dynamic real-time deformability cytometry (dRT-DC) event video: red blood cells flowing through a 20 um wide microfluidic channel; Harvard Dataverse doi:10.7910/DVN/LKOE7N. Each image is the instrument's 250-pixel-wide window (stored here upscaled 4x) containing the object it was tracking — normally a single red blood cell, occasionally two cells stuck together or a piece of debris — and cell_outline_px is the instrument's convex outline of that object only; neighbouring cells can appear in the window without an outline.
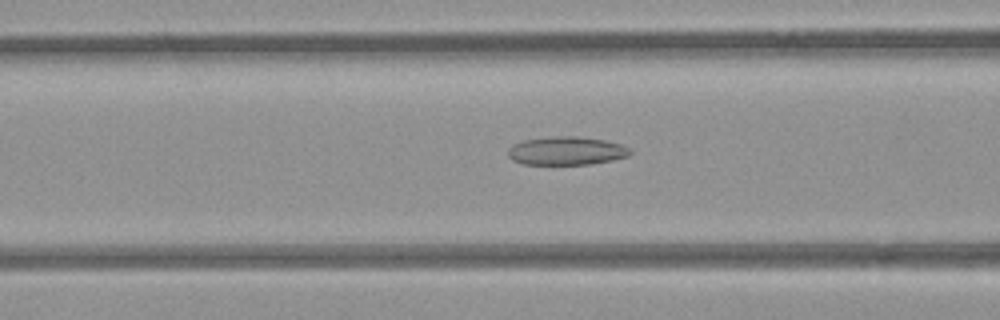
{"species": "common noctule bat (a hibernating species)", "species_latin": "Nyctalus noctula", "temperature_condition": "room temperature", "stored_images_in_passage": 50, "camera_frame_rate_fps": 3000, "um_per_image_px": 0.085, "animal": {"sex": "female", "body_mass_g": 21.9}, "frame": {"image": 1, "passage_image": 18, "time_ms": 5.667, "image_size_px": [1000, 320], "cell_outline_px": [[632, 152], [628, 156], [612, 160], [592, 164], [524, 164], [512, 160], [508, 156], [508, 148], [512, 144], [524, 140], [552, 136], [576, 136], [604, 140], [620, 144], [628, 148]], "centroid_in_image_um": [48.12, 12.82], "position_along_channel_um": 118.5, "area_um2": 20.17}}
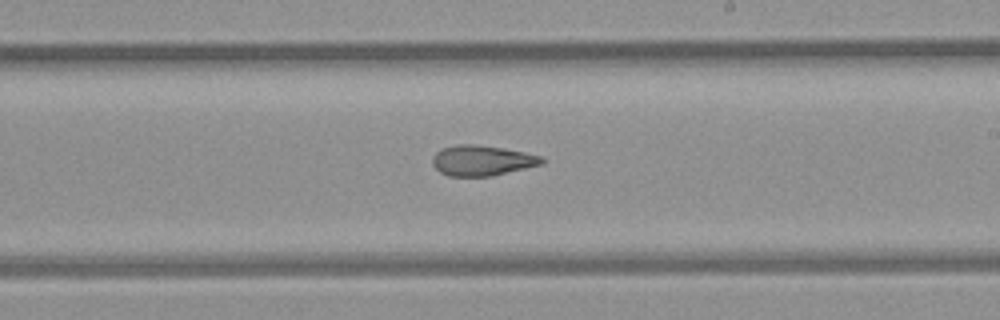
{"frame": {"image": 2, "passage_image": 28, "time_ms": 9.0, "image_size_px": [1000, 320], "cell_outline_px": [[544, 164], [492, 176], [448, 176], [440, 172], [432, 164], [432, 156], [436, 152], [444, 148], [456, 144], [476, 144], [504, 148], [544, 156]], "centroid_in_image_um": [40.99, 13.64], "position_along_channel_um": 248.0, "area_um2": 19.54}}
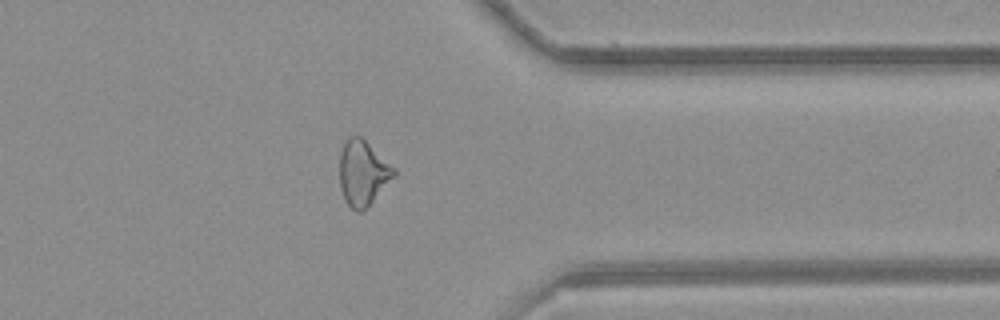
{"frame": {"image": 3, "passage_image": 39, "time_ms": 12.667, "image_size_px": [1000, 320], "cell_outline_px": [[396, 176], [368, 208], [360, 212], [356, 212], [344, 200], [340, 188], [340, 152], [348, 136], [360, 136], [396, 168]], "centroid_in_image_um": [30.86, 14.74], "position_along_channel_um": 380.5, "area_um2": 20.92}, "authors_computed_cell_mechanics": {"area_um2": 20.8947, "velocity_mm_per_s": 3.8746, "shape_relaxation_time_tau1_ms": null, "shape_relaxation_time_tau2_ms": 4.7461, "deformation_change_tau1": null, "deformation_change_tau2": 0.1489}}